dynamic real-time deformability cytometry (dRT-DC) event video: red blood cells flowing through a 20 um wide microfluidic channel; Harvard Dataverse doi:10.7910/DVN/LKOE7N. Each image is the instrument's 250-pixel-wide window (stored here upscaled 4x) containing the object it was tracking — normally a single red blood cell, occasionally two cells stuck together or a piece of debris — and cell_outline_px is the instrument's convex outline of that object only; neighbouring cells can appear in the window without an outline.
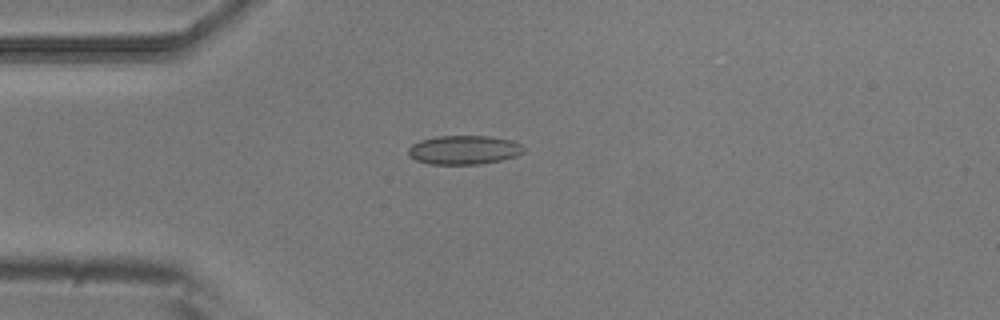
{"species": "common noctule bat (a hibernating species)", "species_latin": "Nyctalus noctula", "temperature_condition": "room temperature", "stored_images_in_passage": 4, "camera_frame_rate_fps": 3000, "um_per_image_px": 0.085, "animal": {"sex": "male", "body_mass_g": 20.5, "forearm_length_mm": 52.5}, "frame": {"image": 1, "passage_image": 4, "time_ms": 1.0, "image_size_px": [1000, 320], "cell_outline_px": [[524, 152], [516, 156], [500, 160], [480, 164], [428, 164], [416, 160], [408, 156], [408, 148], [412, 144], [420, 140], [436, 136], [488, 136], [512, 140], [520, 144], [524, 148]], "centroid_in_image_um": [39.41, 12.74], "position_along_channel_um": 45.6, "area_um2": 19.54}}